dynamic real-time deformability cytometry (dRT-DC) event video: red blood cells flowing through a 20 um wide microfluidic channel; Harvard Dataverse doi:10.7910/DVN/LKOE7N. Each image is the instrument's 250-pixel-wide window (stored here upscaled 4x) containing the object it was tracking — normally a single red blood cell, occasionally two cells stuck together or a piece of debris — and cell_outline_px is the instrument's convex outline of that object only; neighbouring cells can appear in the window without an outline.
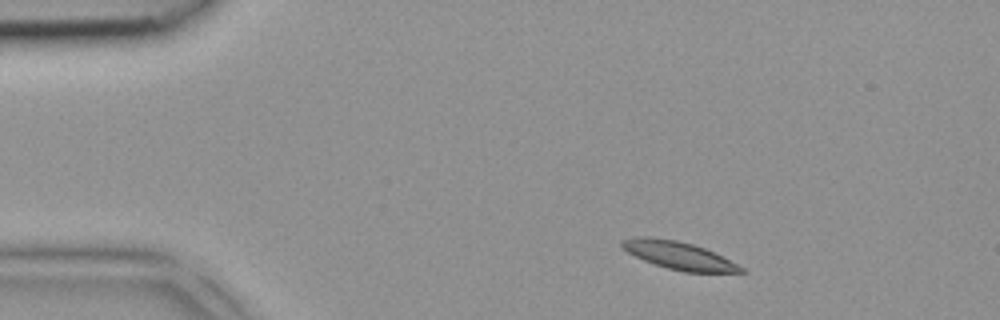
{"species": "common noctule bat (a hibernating species)", "species_latin": "Nyctalus noctula", "temperature_condition": "room temperature", "stored_images_in_passage": 5, "camera_frame_rate_fps": 3000, "um_per_image_px": 0.085, "animal": {"sex": "female", "body_mass_g": 18.4}, "frame": {"image": 1, "passage_image": 1, "time_ms": 0.0, "image_size_px": [1000, 320], "cell_outline_px": [[744, 272], [684, 272], [668, 268], [644, 260], [620, 248], [620, 240], [636, 236], [648, 236], [676, 240], [692, 244], [704, 248], [744, 268]], "centroid_in_image_um": [57.6, 21.69], "position_along_channel_um": 27.4, "area_um2": 18.96}}
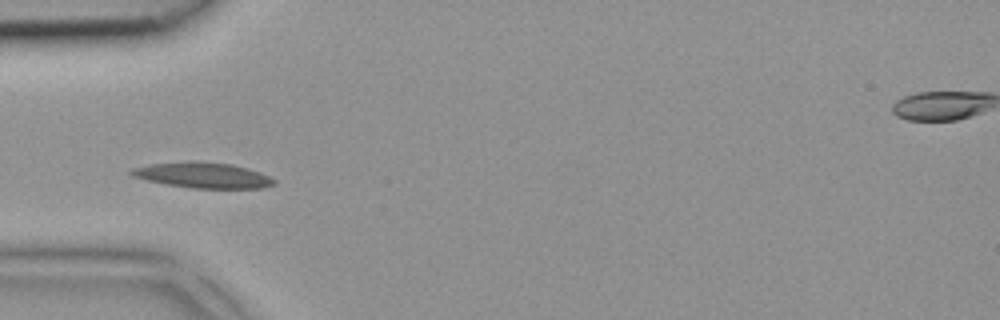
{"frame": {"image": 2, "passage_image": 3, "time_ms": 0.667, "image_size_px": [1000, 320], "cell_outline_px": [[276, 184], [264, 188], [192, 188], [168, 184], [148, 180], [132, 176], [128, 172], [132, 168], [148, 164], [188, 160], [192, 160], [232, 164], [248, 168], [260, 172], [276, 180]], "centroid_in_image_um": [17.25, 14.88], "position_along_channel_um": 67.8, "area_um2": 21.44}}